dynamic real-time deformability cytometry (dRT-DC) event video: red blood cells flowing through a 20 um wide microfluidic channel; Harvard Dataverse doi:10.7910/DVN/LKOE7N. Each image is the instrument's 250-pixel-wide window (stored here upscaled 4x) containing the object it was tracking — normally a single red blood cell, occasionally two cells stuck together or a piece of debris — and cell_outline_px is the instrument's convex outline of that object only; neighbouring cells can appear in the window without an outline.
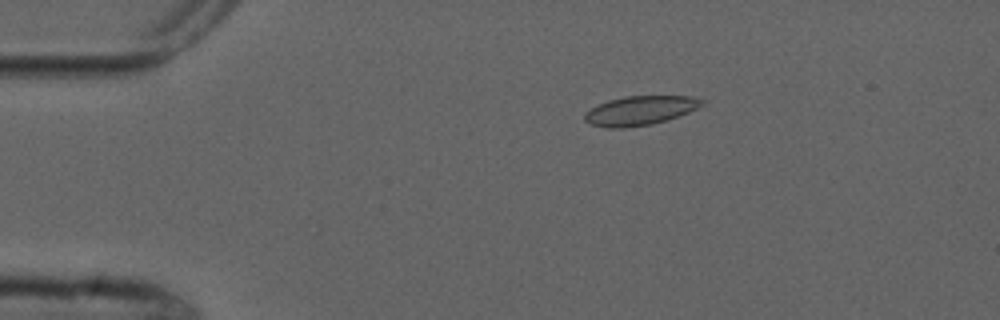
{"species": "common noctule bat (a hibernating species)", "species_latin": "Nyctalus noctula", "temperature_condition": "cold", "stored_images_in_passage": 6, "camera_frame_rate_fps": 3000, "um_per_image_px": 0.085, "animal": {"sex": "male", "forearm_length_mm": 52.5}, "frame": {"image": 1, "passage_image": 4, "time_ms": 3.333, "image_size_px": [1000, 320], "cell_outline_px": [[704, 104], [688, 112], [652, 124], [624, 128], [608, 128], [592, 124], [584, 120], [584, 112], [608, 100], [624, 96], [692, 96], [704, 100]], "centroid_in_image_um": [54.38, 9.39], "position_along_channel_um": 30.6, "area_um2": 19.71}}
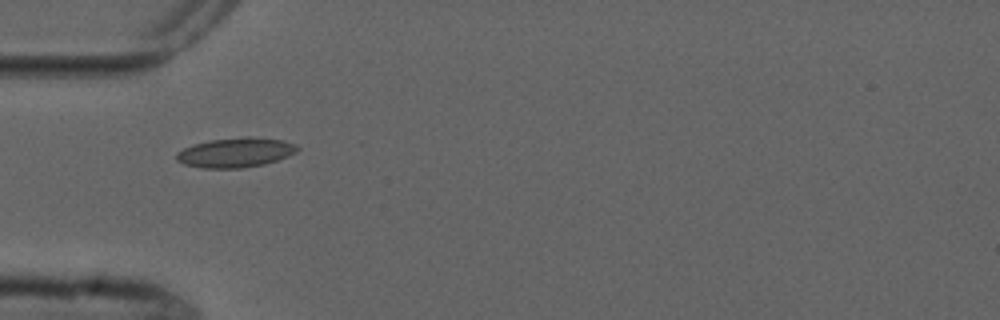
{"frame": {"image": 2, "passage_image": 6, "time_ms": 5.667, "image_size_px": [1000, 320], "cell_outline_px": [[300, 148], [296, 152], [288, 156], [264, 164], [244, 168], [200, 168], [184, 164], [176, 160], [176, 152], [192, 144], [212, 140], [248, 136], [284, 140], [296, 144]], "centroid_in_image_um": [20.02, 12.96], "position_along_channel_um": 65.0, "area_um2": 20.98}}